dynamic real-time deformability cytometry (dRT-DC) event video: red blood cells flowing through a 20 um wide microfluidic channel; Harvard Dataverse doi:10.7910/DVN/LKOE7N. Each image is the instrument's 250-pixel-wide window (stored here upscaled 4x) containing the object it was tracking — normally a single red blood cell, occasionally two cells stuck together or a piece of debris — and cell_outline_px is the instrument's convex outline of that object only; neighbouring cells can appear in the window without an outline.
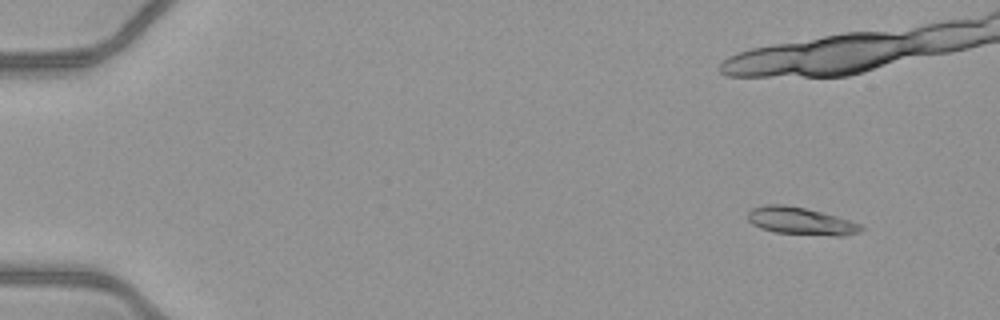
{"species": "common noctule bat (a hibernating species)", "species_latin": "Nyctalus noctula", "temperature_condition": "warm", "stored_images_in_passage": 26, "camera_frame_rate_fps": 3000, "um_per_image_px": 0.085, "animal": {"sex": "female", "body_mass_g": 21.9}, "frame": {"image": 1, "passage_image": 5, "time_ms": 1.333, "image_size_px": [1000, 320], "cell_outline_px": [[864, 228], [860, 232], [840, 236], [832, 236], [776, 232], [760, 228], [752, 224], [748, 220], [748, 212], [752, 208], [764, 204], [784, 204], [804, 208], [836, 216], [860, 224]], "centroid_in_image_um": [68.04, 18.79], "position_along_channel_um": 17.0, "area_um2": 17.98}}